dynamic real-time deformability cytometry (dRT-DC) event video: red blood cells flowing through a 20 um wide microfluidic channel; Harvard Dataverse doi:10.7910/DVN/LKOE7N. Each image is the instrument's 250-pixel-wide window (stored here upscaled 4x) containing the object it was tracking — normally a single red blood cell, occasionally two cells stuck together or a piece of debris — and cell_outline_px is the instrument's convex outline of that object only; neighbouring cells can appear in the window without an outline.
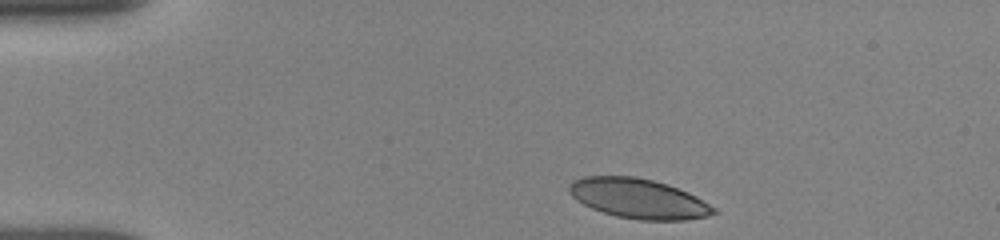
{"species": "human", "species_latin": "Homo sapiens", "temperature_condition": "room temperature", "stored_images_in_passage": 35, "camera_frame_rate_fps": 3000, "um_per_image_px": 0.085, "donor": {"sex": "female"}, "frame": {"image": 1, "passage_image": 1, "time_ms": 0.0, "image_size_px": [1000, 240], "cell_outline_px": [[716, 212], [708, 216], [684, 220], [640, 220], [616, 216], [592, 208], [576, 200], [568, 192], [568, 184], [572, 180], [584, 176], [636, 176], [668, 184], [688, 192], [696, 196], [716, 208]], "centroid_in_image_um": [54.25, 16.87], "position_along_channel_um": 30.8, "area_um2": 33.58}}
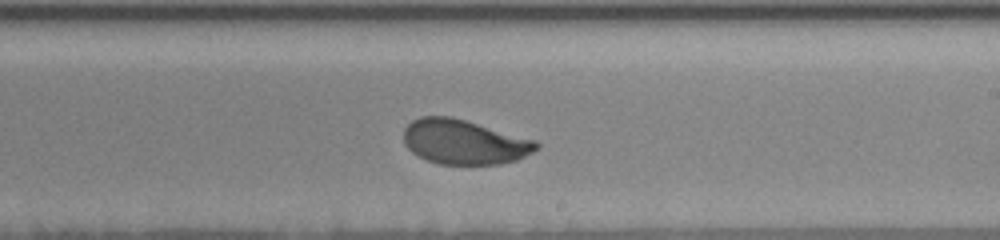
{"frame": {"image": 2, "passage_image": 20, "time_ms": 7.333, "image_size_px": [1000, 240], "cell_outline_px": [[540, 148], [516, 160], [500, 164], [440, 164], [428, 160], [412, 152], [404, 144], [404, 128], [412, 120], [420, 116], [448, 116], [464, 120], [536, 140], [540, 144]], "centroid_in_image_um": [39.45, 12.06], "position_along_channel_um": 249.6, "area_um2": 34.33}}
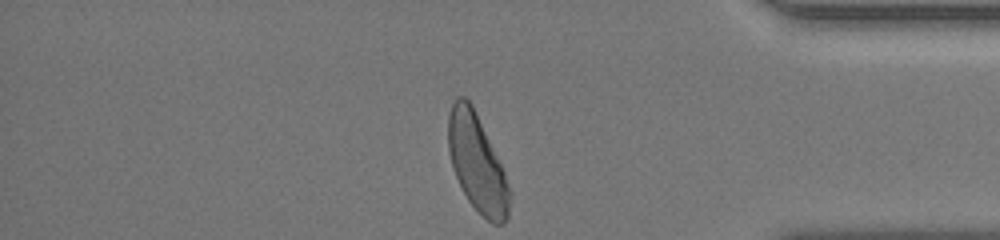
{"frame": {"image": 3, "passage_image": 35, "time_ms": 11.667, "image_size_px": [1000, 240], "cell_outline_px": [[512, 192], [508, 216], [504, 224], [492, 224], [468, 200], [452, 168], [448, 152], [448, 116], [452, 104], [456, 96], [464, 96], [472, 104], [504, 168]], "centroid_in_image_um": [40.58, 13.86], "position_along_channel_um": 394.6, "area_um2": 35.08}, "authors_computed_cell_mechanics": {"area_um2": 35.258, "velocity_mm_per_s": 3.8216, "shape_relaxation_time_tau1_ms": 3.0635, "shape_relaxation_time_tau2_ms": 0.7999, "deformation_change_tau1": 0.126, "deformation_change_tau2": 0.056}}